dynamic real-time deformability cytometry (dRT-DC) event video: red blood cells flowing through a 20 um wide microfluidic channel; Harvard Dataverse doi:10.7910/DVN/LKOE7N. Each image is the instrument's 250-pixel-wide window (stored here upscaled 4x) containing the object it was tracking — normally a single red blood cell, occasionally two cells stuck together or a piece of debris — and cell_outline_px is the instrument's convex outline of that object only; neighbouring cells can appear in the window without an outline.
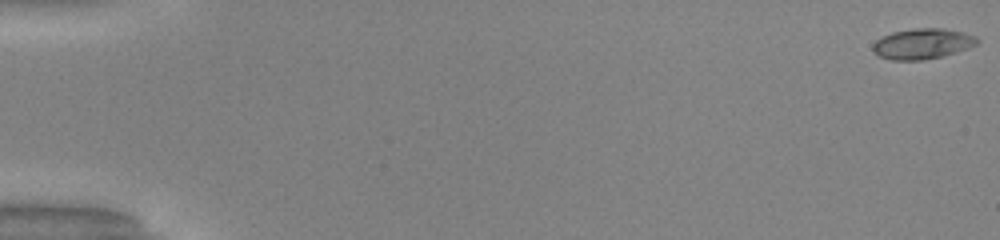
{"species": "common noctule bat (a hibernating species)", "species_latin": "Nyctalus noctula", "temperature_condition": "warm", "stored_images_in_passage": 51, "camera_frame_rate_fps": 3000, "um_per_image_px": 0.085, "animal": {"sex": "male", "body_mass_g": 20.0, "forearm_length_mm": 53.3}, "frame": {"image": 1, "passage_image": 1, "time_ms": 0.0, "image_size_px": [1000, 240], "cell_outline_px": [[980, 40], [976, 44], [968, 48], [956, 52], [924, 60], [892, 60], [880, 56], [872, 52], [872, 44], [876, 40], [892, 32], [916, 28], [940, 28], [964, 32], [976, 36]], "centroid_in_image_um": [78.4, 3.72], "position_along_channel_um": 6.6, "area_um2": 18.5}}
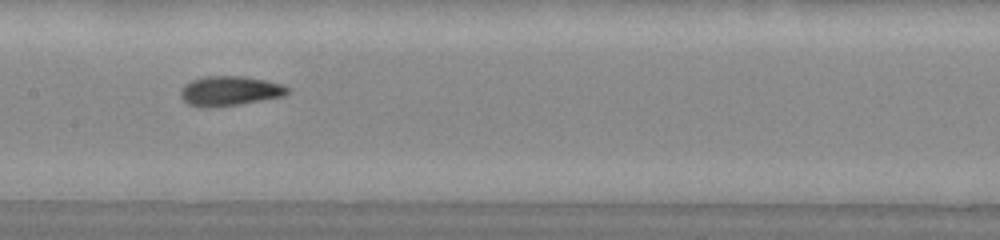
{"frame": {"image": 2, "passage_image": 27, "time_ms": 8.667, "image_size_px": [1000, 240], "cell_outline_px": [[292, 88], [284, 96], [240, 104], [204, 108], [188, 104], [180, 96], [180, 88], [184, 84], [192, 80], [204, 76], [240, 76], [264, 80], [280, 84]], "centroid_in_image_um": [19.5, 7.73], "position_along_channel_um": 187.9, "area_um2": 18.5}}
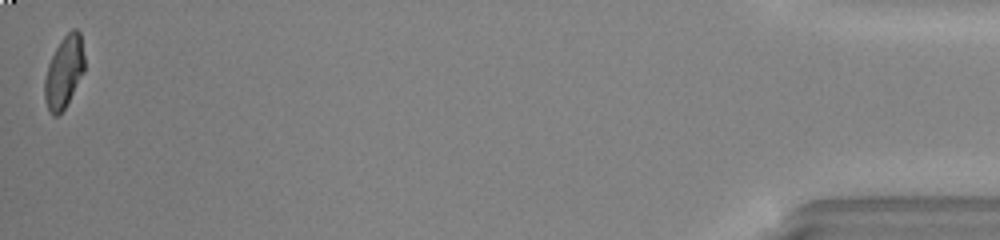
{"frame": {"image": 3, "passage_image": 51, "time_ms": 16.667, "image_size_px": [1000, 240], "cell_outline_px": [[84, 72], [64, 108], [56, 116], [52, 116], [44, 100], [44, 80], [48, 64], [60, 40], [72, 28], [76, 28], [80, 32], [84, 56]], "centroid_in_image_um": [5.43, 6.1], "position_along_channel_um": 429.8, "area_um2": 16.59}, "authors_computed_cell_mechanics": {"area_um2": 17.8602, "velocity_mm_per_s": 4.1425, "shape_relaxation_time_tau1_ms": 5.9618, "shape_relaxation_time_tau2_ms": 1.8473, "deformation_change_tau1": 0.2349, "deformation_change_tau2": 0.0746}}